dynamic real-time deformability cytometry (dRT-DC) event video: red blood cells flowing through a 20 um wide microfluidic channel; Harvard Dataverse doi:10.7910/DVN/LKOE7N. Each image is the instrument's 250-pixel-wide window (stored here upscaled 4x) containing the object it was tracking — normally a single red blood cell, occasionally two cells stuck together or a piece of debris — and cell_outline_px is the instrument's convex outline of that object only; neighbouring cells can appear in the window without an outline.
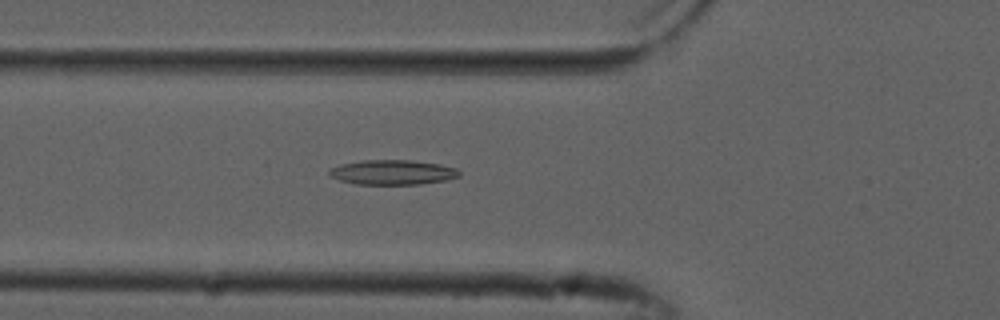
{"species": "common noctule bat (a hibernating species)", "species_latin": "Nyctalus noctula", "temperature_condition": "cold", "stored_images_in_passage": 51, "camera_frame_rate_fps": 3000, "um_per_image_px": 0.085, "animal": {"sex": "male", "forearm_length_mm": 52.5}, "frame": {"image": 1, "passage_image": 19, "time_ms": 6.0, "image_size_px": [1000, 320], "cell_outline_px": [[460, 176], [448, 180], [420, 184], [356, 184], [340, 180], [328, 176], [328, 172], [332, 168], [340, 164], [360, 160], [408, 160], [440, 164], [456, 168], [460, 172]], "centroid_in_image_um": [33.37, 14.64], "position_along_channel_um": 92.4, "area_um2": 18.84}}
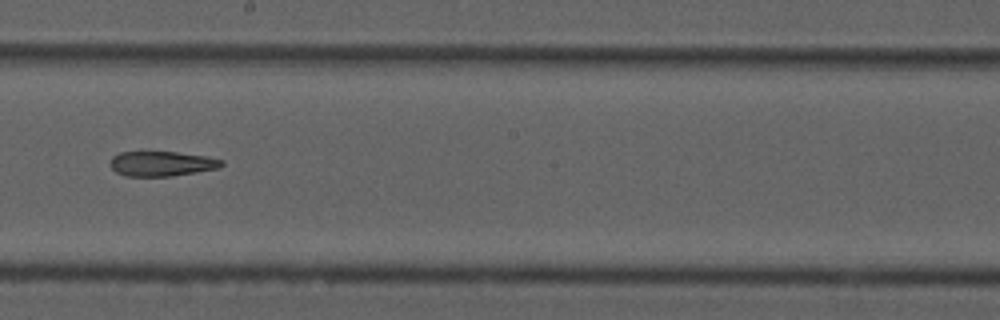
{"frame": {"image": 2, "passage_image": 30, "time_ms": 9.667, "image_size_px": [1000, 320], "cell_outline_px": [[224, 164], [220, 168], [172, 176], [124, 176], [116, 172], [108, 164], [112, 156], [120, 152], [176, 152], [208, 156], [224, 160]], "centroid_in_image_um": [13.75, 13.91], "position_along_channel_um": 234.4, "area_um2": 16.36}}
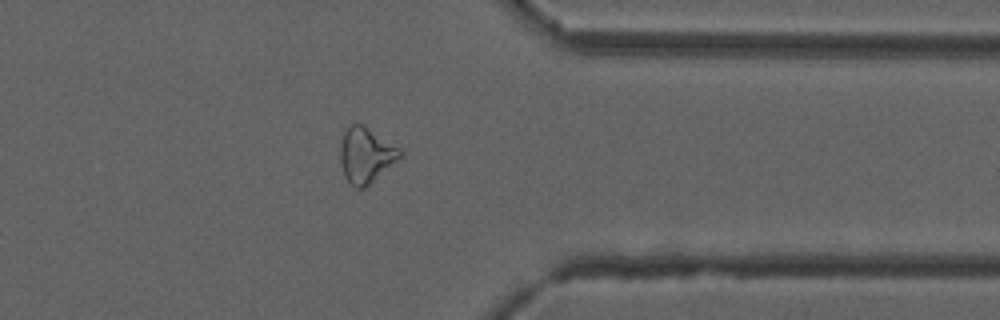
{"frame": {"image": 3, "passage_image": 42, "time_ms": 13.667, "image_size_px": [1000, 320], "cell_outline_px": [[404, 152], [396, 160], [364, 188], [356, 188], [344, 176], [340, 160], [340, 144], [344, 132], [352, 124], [360, 124], [400, 148]], "centroid_in_image_um": [31.07, 13.19], "position_along_channel_um": 380.3, "area_um2": 18.55}}